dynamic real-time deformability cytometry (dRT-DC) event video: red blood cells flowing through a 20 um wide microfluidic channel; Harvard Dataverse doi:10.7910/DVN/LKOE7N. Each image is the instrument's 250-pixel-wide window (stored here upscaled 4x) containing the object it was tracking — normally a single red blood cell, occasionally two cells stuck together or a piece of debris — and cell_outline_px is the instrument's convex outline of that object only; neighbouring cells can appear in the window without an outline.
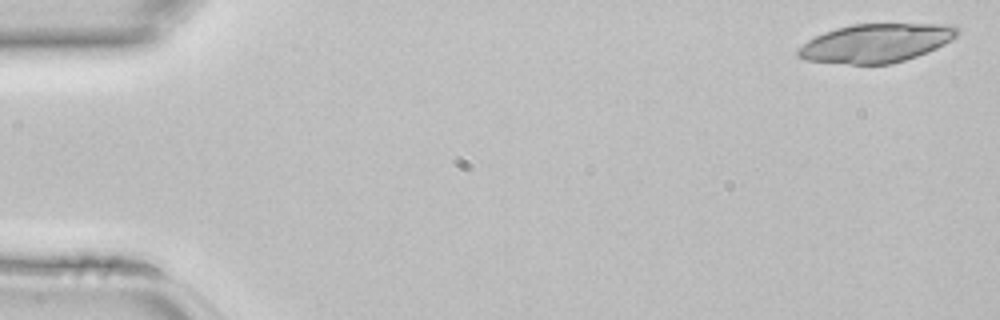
{"species": "common noctule bat (a hibernating species)", "species_latin": "Nyctalus noctula", "temperature_condition": "room temperature", "stored_images_in_passage": 44, "camera_frame_rate_fps": 3000, "um_per_image_px": 0.085, "animal": {"sex": "female", "body_mass_g": 22.7, "forearm_length_mm": 54.2}, "frame": {"image": 1, "passage_image": 1, "time_ms": 0.0, "image_size_px": [1000, 320], "cell_outline_px": [[960, 32], [956, 36], [944, 44], [936, 48], [916, 56], [892, 64], [848, 64], [804, 60], [796, 56], [796, 48], [808, 40], [824, 32], [836, 28], [852, 24], [956, 24], [960, 28]], "centroid_in_image_um": [74.45, 3.66], "position_along_channel_um": 10.6, "area_um2": 36.07}}
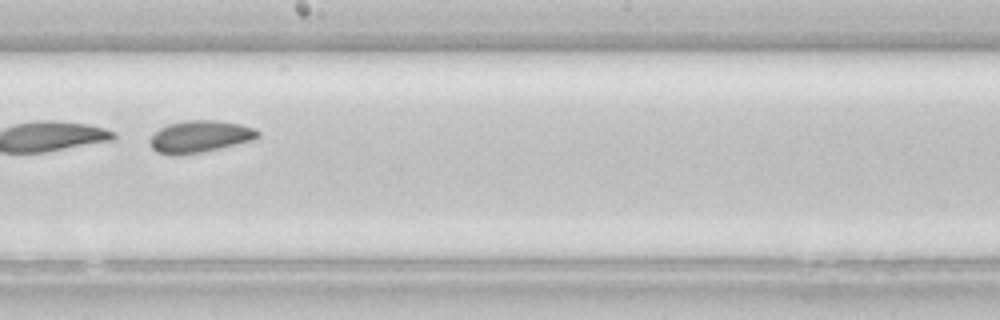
{"frame": {"image": 2, "passage_image": 25, "time_ms": 8.0, "image_size_px": [1000, 320], "cell_outline_px": [[260, 136], [252, 140], [220, 148], [180, 156], [176, 156], [156, 152], [152, 148], [148, 140], [160, 128], [168, 124], [184, 120], [216, 120], [240, 124], [256, 128], [260, 132]], "centroid_in_image_um": [16.98, 11.61], "position_along_channel_um": 231.2, "area_um2": 20.23}}